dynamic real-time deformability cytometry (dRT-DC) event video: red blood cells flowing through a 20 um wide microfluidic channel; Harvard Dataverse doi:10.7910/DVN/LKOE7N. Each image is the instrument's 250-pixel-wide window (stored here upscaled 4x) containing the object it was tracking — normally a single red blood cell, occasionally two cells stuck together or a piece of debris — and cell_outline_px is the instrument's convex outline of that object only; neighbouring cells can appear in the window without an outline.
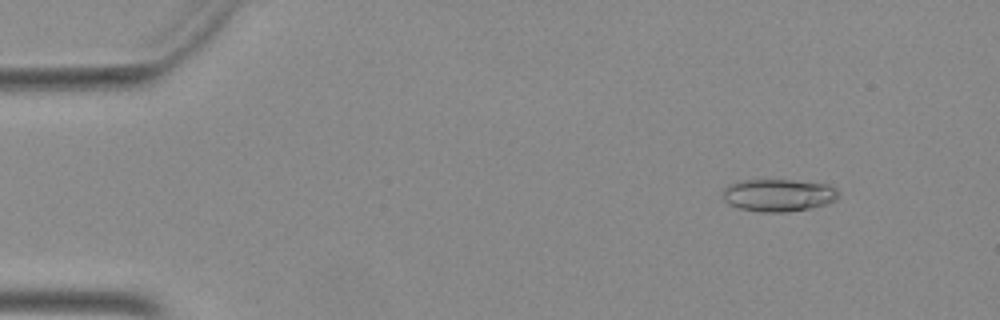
{"species": "Egyptian fruit bat (a non-hibernating species)", "species_latin": "Rousettus aegyptiacus", "temperature_condition": "warm", "stored_images_in_passage": 10, "camera_frame_rate_fps": 3000, "um_per_image_px": 0.085, "animal": {"sex": "female"}, "frame": {"image": 1, "passage_image": 1, "time_ms": 0.0, "image_size_px": [1000, 320], "cell_outline_px": [[840, 196], [836, 200], [828, 204], [812, 208], [788, 212], [760, 212], [740, 208], [728, 204], [724, 200], [724, 188], [728, 184], [744, 180], [788, 180], [828, 184], [836, 188]], "centroid_in_image_um": [66.2, 16.6], "position_along_channel_um": 18.8, "area_um2": 22.02}}